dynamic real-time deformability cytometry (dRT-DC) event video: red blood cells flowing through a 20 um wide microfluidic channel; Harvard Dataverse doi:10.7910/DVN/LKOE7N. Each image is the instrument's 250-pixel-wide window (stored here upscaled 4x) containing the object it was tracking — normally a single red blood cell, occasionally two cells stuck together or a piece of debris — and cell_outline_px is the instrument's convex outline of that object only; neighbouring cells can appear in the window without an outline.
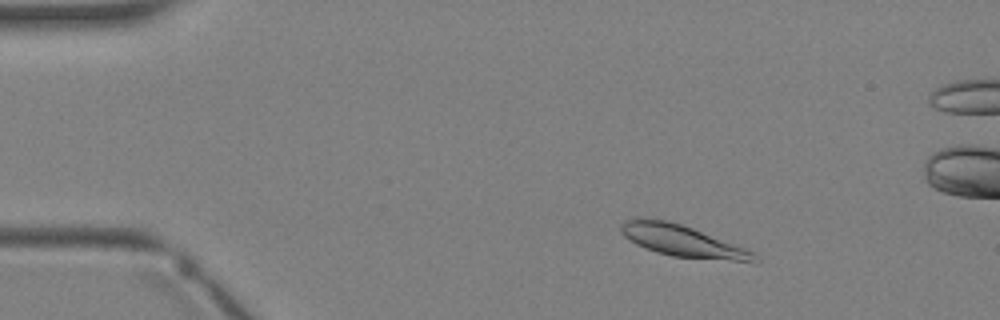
{"species": "Egyptian fruit bat (a non-hibernating species)", "species_latin": "Rousettus aegyptiacus", "temperature_condition": "warm", "stored_images_in_passage": 4, "camera_frame_rate_fps": 3000, "um_per_image_px": 0.085, "animal": {"sex": "female"}, "frame": {"image": 1, "passage_image": 2, "time_ms": 1.0, "image_size_px": [1000, 320], "cell_outline_px": [[760, 260], [756, 264], [672, 256], [656, 252], [644, 248], [636, 244], [624, 236], [620, 232], [620, 224], [624, 220], [668, 220], [692, 228], [744, 248], [752, 252]], "centroid_in_image_um": [58.08, 20.54], "position_along_channel_um": 26.9, "area_um2": 24.33}}